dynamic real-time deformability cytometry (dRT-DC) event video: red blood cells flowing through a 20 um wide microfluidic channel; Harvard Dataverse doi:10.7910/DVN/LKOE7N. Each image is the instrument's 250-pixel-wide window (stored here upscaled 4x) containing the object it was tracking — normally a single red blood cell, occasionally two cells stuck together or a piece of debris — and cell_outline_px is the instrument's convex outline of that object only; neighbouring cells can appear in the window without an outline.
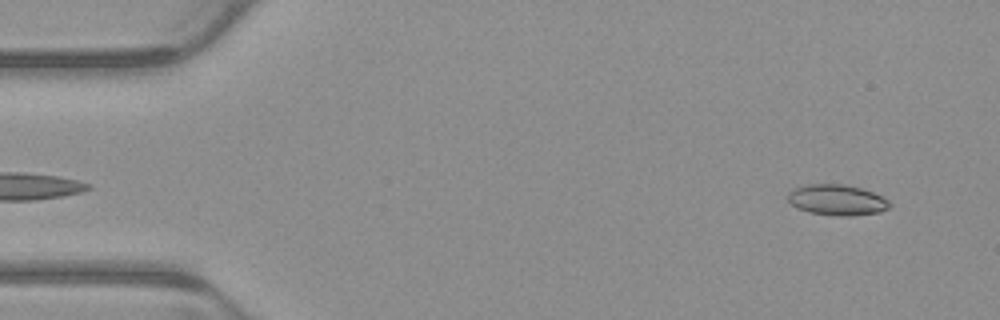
{"species": "common noctule bat (a hibernating species)", "species_latin": "Nyctalus noctula", "temperature_condition": "warm", "stored_images_in_passage": 4, "camera_frame_rate_fps": 3000, "um_per_image_px": 0.085, "animal": {"sex": "male", "body_mass_g": 23.1, "forearm_length_mm": 52.7}, "frame": {"image": 1, "passage_image": 4, "time_ms": 1.0, "image_size_px": [1000, 320], "cell_outline_px": [[892, 204], [888, 208], [880, 212], [852, 216], [840, 216], [808, 212], [796, 208], [788, 200], [788, 192], [796, 188], [808, 184], [844, 184], [860, 188], [872, 192], [888, 200]], "centroid_in_image_um": [71.14, 17.0], "position_along_channel_um": 13.9, "area_um2": 18.15}}